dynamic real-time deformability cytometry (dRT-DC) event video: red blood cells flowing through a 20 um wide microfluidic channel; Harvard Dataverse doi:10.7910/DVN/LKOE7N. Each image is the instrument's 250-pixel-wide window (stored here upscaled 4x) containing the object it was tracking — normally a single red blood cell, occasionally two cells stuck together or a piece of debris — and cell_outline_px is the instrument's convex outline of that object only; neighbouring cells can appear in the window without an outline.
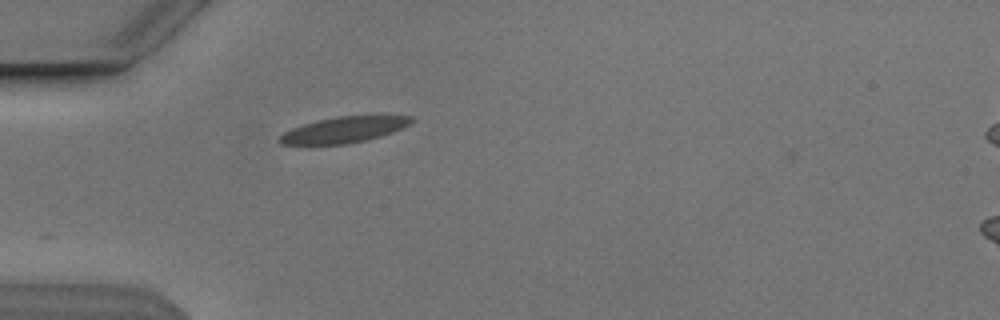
{"species": "Egyptian fruit bat (a non-hibernating species)", "species_latin": "Rousettus aegyptiacus", "temperature_condition": "cold", "stored_images_in_passage": 18, "camera_frame_rate_fps": 3000, "um_per_image_px": 0.085, "animal": {"sex": "male"}, "frame": {"image": 1, "passage_image": 1, "time_ms": 0.0, "image_size_px": [1000, 320], "cell_outline_px": [[412, 120], [408, 124], [392, 132], [380, 136], [348, 144], [280, 144], [276, 140], [284, 132], [292, 128], [304, 124], [320, 120], [340, 116], [372, 112], [380, 112], [412, 116]], "centroid_in_image_um": [29.33, 10.97], "position_along_channel_um": 55.7, "area_um2": 20.52}}
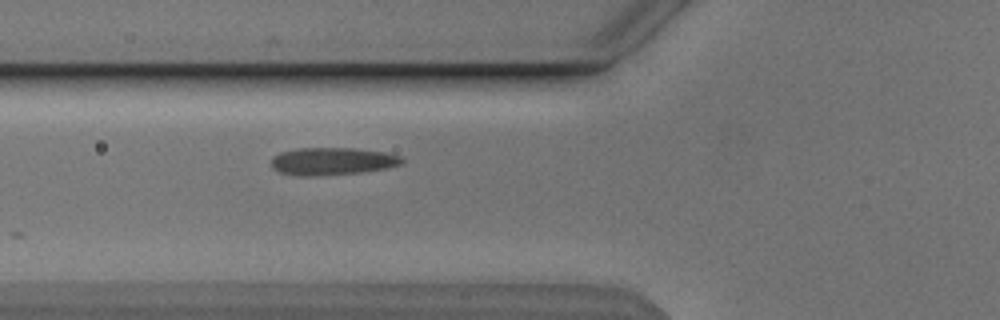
{"frame": {"image": 2, "passage_image": 5, "time_ms": 1.333, "image_size_px": [1000, 320], "cell_outline_px": [[404, 164], [388, 168], [360, 172], [312, 176], [296, 176], [280, 172], [272, 168], [272, 156], [280, 152], [296, 148], [352, 148], [384, 152], [400, 156], [404, 160]], "centroid_in_image_um": [28.23, 13.7], "position_along_channel_um": 97.6, "area_um2": 21.04}}
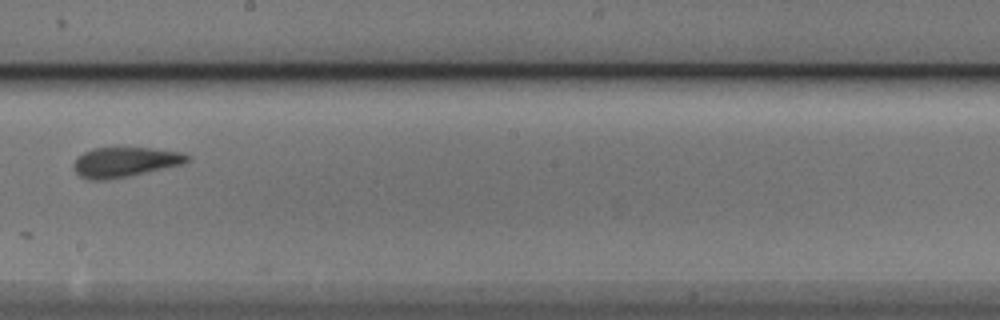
{"frame": {"image": 3, "passage_image": 16, "time_ms": 5.0, "image_size_px": [1000, 320], "cell_outline_px": [[192, 160], [184, 164], [132, 176], [104, 180], [88, 180], [80, 176], [76, 172], [72, 164], [84, 152], [92, 148], [152, 148], [180, 152], [188, 156]], "centroid_in_image_um": [10.65, 13.79], "position_along_channel_um": 237.6, "area_um2": 19.88}}